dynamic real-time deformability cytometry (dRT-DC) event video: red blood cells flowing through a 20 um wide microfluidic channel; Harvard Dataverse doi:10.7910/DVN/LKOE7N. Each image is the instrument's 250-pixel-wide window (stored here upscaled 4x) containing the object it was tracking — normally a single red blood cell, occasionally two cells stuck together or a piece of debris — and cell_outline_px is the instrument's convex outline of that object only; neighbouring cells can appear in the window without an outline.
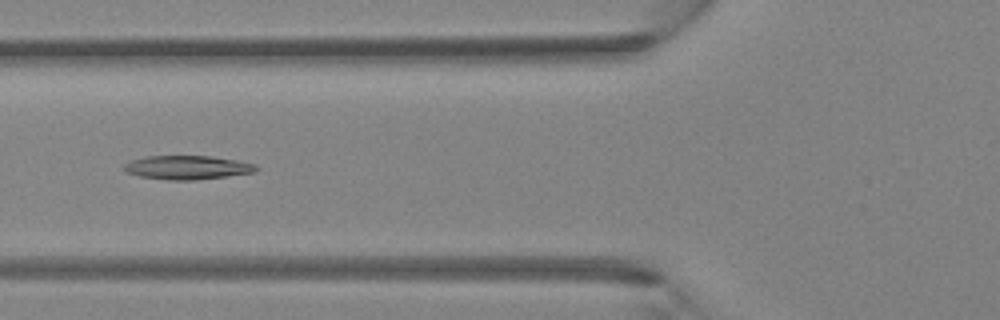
{"species": "Egyptian fruit bat (a non-hibernating species)", "species_latin": "Rousettus aegyptiacus", "temperature_condition": "room temperature", "stored_images_in_passage": 6, "camera_frame_rate_fps": 3000, "um_per_image_px": 0.085, "animal": {"sex": "female"}, "frame": {"image": 1, "passage_image": 5, "time_ms": 1.333, "image_size_px": [1000, 320], "cell_outline_px": [[260, 168], [256, 172], [228, 176], [196, 180], [168, 180], [140, 176], [128, 172], [124, 168], [124, 164], [132, 160], [144, 156], [212, 156], [236, 160], [256, 164]], "centroid_in_image_um": [15.98, 14.23], "position_along_channel_um": 109.8, "area_um2": 18.38}}
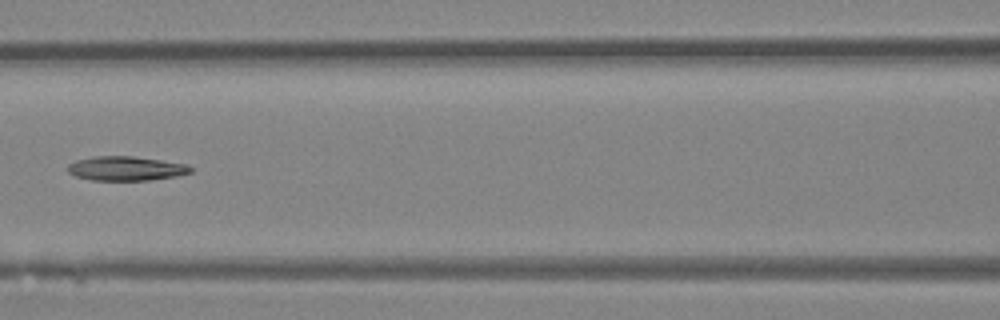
{"frame": {"image": 2, "passage_image": 6, "time_ms": 1.667, "image_size_px": [1000, 320], "cell_outline_px": [[192, 172], [176, 176], [148, 180], [92, 180], [76, 176], [68, 172], [68, 164], [76, 160], [92, 156], [132, 156], [188, 164], [192, 168]], "centroid_in_image_um": [10.7, 14.31], "position_along_channel_um": 155.9, "area_um2": 17.34}}